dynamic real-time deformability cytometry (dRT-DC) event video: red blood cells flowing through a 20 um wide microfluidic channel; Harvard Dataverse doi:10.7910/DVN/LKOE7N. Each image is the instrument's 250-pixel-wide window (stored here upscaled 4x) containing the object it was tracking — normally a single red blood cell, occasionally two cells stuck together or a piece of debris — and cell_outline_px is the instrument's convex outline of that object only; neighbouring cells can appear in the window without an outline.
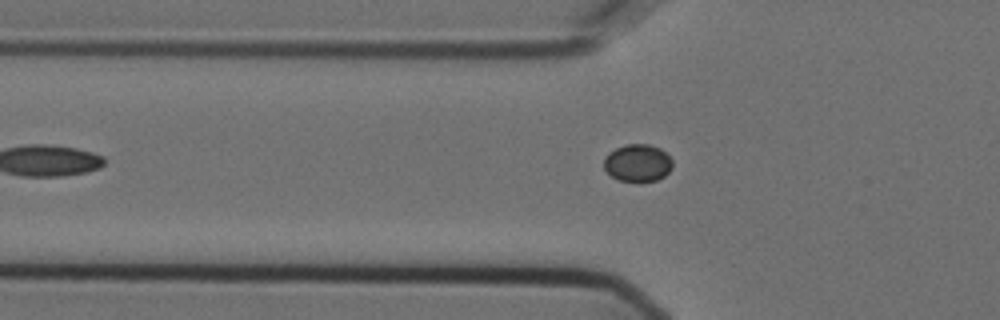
{"species": "Egyptian fruit bat (a non-hibernating species)", "species_latin": "Rousettus aegyptiacus", "temperature_condition": "cold", "stored_images_in_passage": 48, "camera_frame_rate_fps": 3000, "um_per_image_px": 0.085, "animal": {"sex": "female"}, "frame": {"image": 1, "passage_image": 10, "time_ms": 3.0, "image_size_px": [1000, 320], "cell_outline_px": [[672, 168], [664, 176], [656, 180], [620, 180], [612, 176], [604, 168], [604, 160], [608, 152], [616, 148], [628, 144], [648, 144], [660, 148], [672, 160]], "centroid_in_image_um": [54.2, 13.82], "position_along_channel_um": 71.6, "area_um2": 14.62}}
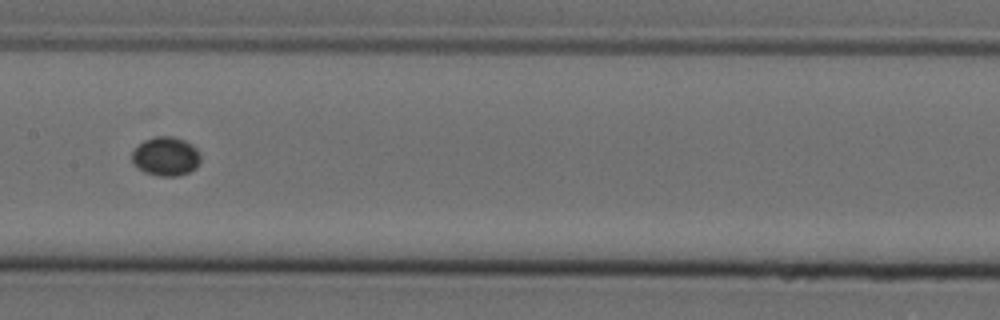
{"frame": {"image": 2, "passage_image": 20, "time_ms": 6.333, "image_size_px": [1000, 320], "cell_outline_px": [[200, 160], [196, 168], [188, 172], [176, 176], [160, 176], [144, 172], [136, 168], [132, 164], [132, 152], [144, 140], [156, 136], [172, 136], [184, 140], [192, 144], [196, 148], [200, 156]], "centroid_in_image_um": [14.08, 13.29], "position_along_channel_um": 193.3, "area_um2": 15.61}}
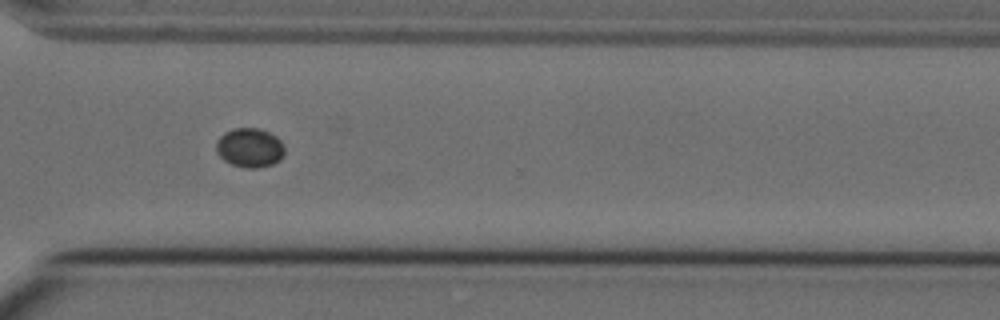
{"frame": {"image": 3, "passage_image": 33, "time_ms": 10.667, "image_size_px": [1000, 320], "cell_outline_px": [[284, 156], [280, 160], [272, 164], [256, 168], [248, 168], [232, 164], [224, 160], [216, 152], [216, 140], [224, 132], [232, 128], [260, 128], [276, 136], [280, 140], [284, 148]], "centroid_in_image_um": [21.22, 12.54], "position_along_channel_um": 349.4, "area_um2": 15.72}}